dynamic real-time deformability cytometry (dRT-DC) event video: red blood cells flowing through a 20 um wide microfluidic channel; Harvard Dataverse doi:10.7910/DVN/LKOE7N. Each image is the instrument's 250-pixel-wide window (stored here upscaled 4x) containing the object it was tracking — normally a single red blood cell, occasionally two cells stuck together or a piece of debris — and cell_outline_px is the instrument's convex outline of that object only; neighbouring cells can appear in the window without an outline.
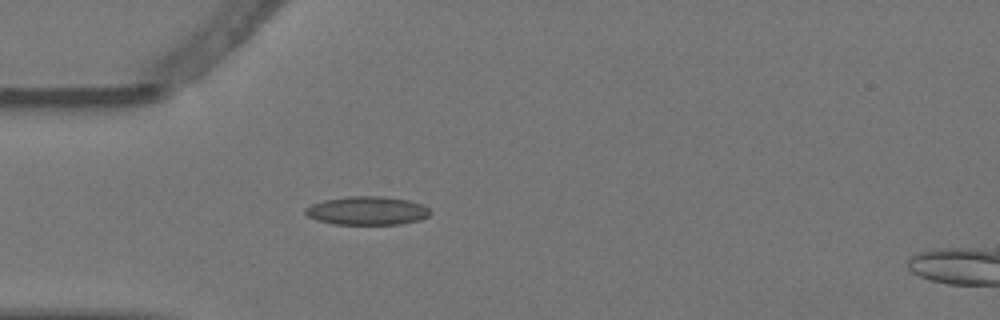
{"species": "Egyptian fruit bat (a non-hibernating species)", "species_latin": "Rousettus aegyptiacus", "temperature_condition": "warm", "stored_images_in_passage": 5, "camera_frame_rate_fps": 3000, "um_per_image_px": 0.085, "animal": {"sex": "female"}, "frame": {"image": 1, "passage_image": 4, "time_ms": 1.0, "image_size_px": [1000, 320], "cell_outline_px": [[432, 212], [428, 216], [420, 220], [400, 224], [332, 224], [316, 220], [308, 216], [304, 212], [304, 208], [312, 204], [324, 200], [348, 196], [380, 196], [408, 200], [424, 204]], "centroid_in_image_um": [31.21, 17.91], "position_along_channel_um": 53.8, "area_um2": 20.87}}